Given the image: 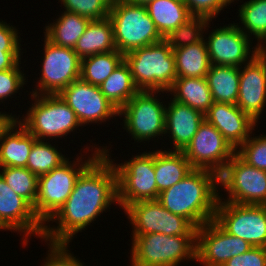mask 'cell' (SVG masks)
<instances>
[{
	"instance_id": "6da1fadb",
	"label": "cell",
	"mask_w": 266,
	"mask_h": 266,
	"mask_svg": "<svg viewBox=\"0 0 266 266\" xmlns=\"http://www.w3.org/2000/svg\"><path fill=\"white\" fill-rule=\"evenodd\" d=\"M112 203L118 204L117 174L112 162L101 153L80 174L62 207L44 224L42 241L70 245L76 234L95 223ZM50 221L58 225L52 226Z\"/></svg>"
},
{
	"instance_id": "7a4b0ae2",
	"label": "cell",
	"mask_w": 266,
	"mask_h": 266,
	"mask_svg": "<svg viewBox=\"0 0 266 266\" xmlns=\"http://www.w3.org/2000/svg\"><path fill=\"white\" fill-rule=\"evenodd\" d=\"M219 192L215 172L194 168L185 178L159 193L157 200L165 209L198 228L214 220Z\"/></svg>"
},
{
	"instance_id": "3957f363",
	"label": "cell",
	"mask_w": 266,
	"mask_h": 266,
	"mask_svg": "<svg viewBox=\"0 0 266 266\" xmlns=\"http://www.w3.org/2000/svg\"><path fill=\"white\" fill-rule=\"evenodd\" d=\"M90 146L95 149L91 151L93 153L90 154L91 157L89 155L86 159L79 153L80 156L78 155L75 160L71 161L68 158L59 167L38 176L37 196L33 209L43 224L62 207L71 195L80 174L103 152L104 146L98 148Z\"/></svg>"
},
{
	"instance_id": "277c9868",
	"label": "cell",
	"mask_w": 266,
	"mask_h": 266,
	"mask_svg": "<svg viewBox=\"0 0 266 266\" xmlns=\"http://www.w3.org/2000/svg\"><path fill=\"white\" fill-rule=\"evenodd\" d=\"M139 91H161L171 88L177 78L173 49L163 39L124 54Z\"/></svg>"
},
{
	"instance_id": "5b68a950",
	"label": "cell",
	"mask_w": 266,
	"mask_h": 266,
	"mask_svg": "<svg viewBox=\"0 0 266 266\" xmlns=\"http://www.w3.org/2000/svg\"><path fill=\"white\" fill-rule=\"evenodd\" d=\"M30 97L34 103L25 113L26 116L19 119L18 115L16 118L36 139H60L82 126L75 112L59 94H30Z\"/></svg>"
},
{
	"instance_id": "8992f818",
	"label": "cell",
	"mask_w": 266,
	"mask_h": 266,
	"mask_svg": "<svg viewBox=\"0 0 266 266\" xmlns=\"http://www.w3.org/2000/svg\"><path fill=\"white\" fill-rule=\"evenodd\" d=\"M130 266H179L196 260L197 236L132 235Z\"/></svg>"
},
{
	"instance_id": "52a82bcc",
	"label": "cell",
	"mask_w": 266,
	"mask_h": 266,
	"mask_svg": "<svg viewBox=\"0 0 266 266\" xmlns=\"http://www.w3.org/2000/svg\"><path fill=\"white\" fill-rule=\"evenodd\" d=\"M108 17L113 26L116 49L123 54L164 39L144 5L113 0Z\"/></svg>"
},
{
	"instance_id": "ba28073f",
	"label": "cell",
	"mask_w": 266,
	"mask_h": 266,
	"mask_svg": "<svg viewBox=\"0 0 266 266\" xmlns=\"http://www.w3.org/2000/svg\"><path fill=\"white\" fill-rule=\"evenodd\" d=\"M111 149L107 145L103 154L112 162L117 174V199L119 208L123 210L130 204L157 199V185L154 171V152L144 151L132 155L129 161L117 164L110 157Z\"/></svg>"
},
{
	"instance_id": "9c48e42d",
	"label": "cell",
	"mask_w": 266,
	"mask_h": 266,
	"mask_svg": "<svg viewBox=\"0 0 266 266\" xmlns=\"http://www.w3.org/2000/svg\"><path fill=\"white\" fill-rule=\"evenodd\" d=\"M160 92L139 91L119 110L123 129L131 134L135 142L149 143L153 138L165 136L166 103L162 97L159 99Z\"/></svg>"
},
{
	"instance_id": "30bf717a",
	"label": "cell",
	"mask_w": 266,
	"mask_h": 266,
	"mask_svg": "<svg viewBox=\"0 0 266 266\" xmlns=\"http://www.w3.org/2000/svg\"><path fill=\"white\" fill-rule=\"evenodd\" d=\"M218 186L228 192L227 200L236 204L266 205V171L248 165L236 153L218 175Z\"/></svg>"
},
{
	"instance_id": "8fae6325",
	"label": "cell",
	"mask_w": 266,
	"mask_h": 266,
	"mask_svg": "<svg viewBox=\"0 0 266 266\" xmlns=\"http://www.w3.org/2000/svg\"><path fill=\"white\" fill-rule=\"evenodd\" d=\"M124 213L132 225V235L197 236V228L186 218L165 209L157 199L132 203Z\"/></svg>"
},
{
	"instance_id": "7c38bea8",
	"label": "cell",
	"mask_w": 266,
	"mask_h": 266,
	"mask_svg": "<svg viewBox=\"0 0 266 266\" xmlns=\"http://www.w3.org/2000/svg\"><path fill=\"white\" fill-rule=\"evenodd\" d=\"M214 221L227 233L253 247H266V205L218 200Z\"/></svg>"
},
{
	"instance_id": "4fadbf2b",
	"label": "cell",
	"mask_w": 266,
	"mask_h": 266,
	"mask_svg": "<svg viewBox=\"0 0 266 266\" xmlns=\"http://www.w3.org/2000/svg\"><path fill=\"white\" fill-rule=\"evenodd\" d=\"M44 57L40 65L41 77L31 94H59L64 88L80 78L81 59L73 48L52 44L45 37Z\"/></svg>"
},
{
	"instance_id": "5bb4252c",
	"label": "cell",
	"mask_w": 266,
	"mask_h": 266,
	"mask_svg": "<svg viewBox=\"0 0 266 266\" xmlns=\"http://www.w3.org/2000/svg\"><path fill=\"white\" fill-rule=\"evenodd\" d=\"M235 151L223 135L204 120L182 152L193 168L210 170L219 175Z\"/></svg>"
},
{
	"instance_id": "9a60e30c",
	"label": "cell",
	"mask_w": 266,
	"mask_h": 266,
	"mask_svg": "<svg viewBox=\"0 0 266 266\" xmlns=\"http://www.w3.org/2000/svg\"><path fill=\"white\" fill-rule=\"evenodd\" d=\"M207 34L204 37L211 65L241 67L258 54V45L253 47V40L235 22L212 29L208 38Z\"/></svg>"
},
{
	"instance_id": "2e32d148",
	"label": "cell",
	"mask_w": 266,
	"mask_h": 266,
	"mask_svg": "<svg viewBox=\"0 0 266 266\" xmlns=\"http://www.w3.org/2000/svg\"><path fill=\"white\" fill-rule=\"evenodd\" d=\"M59 95L75 112L82 127L92 123H106L119 116V110L106 99L99 86L81 78L69 84Z\"/></svg>"
},
{
	"instance_id": "e0dca14e",
	"label": "cell",
	"mask_w": 266,
	"mask_h": 266,
	"mask_svg": "<svg viewBox=\"0 0 266 266\" xmlns=\"http://www.w3.org/2000/svg\"><path fill=\"white\" fill-rule=\"evenodd\" d=\"M253 246L224 231L214 220L197 228L196 261L203 266H222Z\"/></svg>"
},
{
	"instance_id": "ac0fdd59",
	"label": "cell",
	"mask_w": 266,
	"mask_h": 266,
	"mask_svg": "<svg viewBox=\"0 0 266 266\" xmlns=\"http://www.w3.org/2000/svg\"><path fill=\"white\" fill-rule=\"evenodd\" d=\"M43 228L33 206L17 195L0 175V231L20 233L23 236L21 244L27 246L31 236L42 239Z\"/></svg>"
},
{
	"instance_id": "d6986e66",
	"label": "cell",
	"mask_w": 266,
	"mask_h": 266,
	"mask_svg": "<svg viewBox=\"0 0 266 266\" xmlns=\"http://www.w3.org/2000/svg\"><path fill=\"white\" fill-rule=\"evenodd\" d=\"M239 70L240 87L236 105L258 123L266 106V58L257 54Z\"/></svg>"
},
{
	"instance_id": "ffe728a7",
	"label": "cell",
	"mask_w": 266,
	"mask_h": 266,
	"mask_svg": "<svg viewBox=\"0 0 266 266\" xmlns=\"http://www.w3.org/2000/svg\"><path fill=\"white\" fill-rule=\"evenodd\" d=\"M205 120L212 124L235 150L252 136L257 126V122L236 104L220 102L213 103L205 113Z\"/></svg>"
},
{
	"instance_id": "44dd1931",
	"label": "cell",
	"mask_w": 266,
	"mask_h": 266,
	"mask_svg": "<svg viewBox=\"0 0 266 266\" xmlns=\"http://www.w3.org/2000/svg\"><path fill=\"white\" fill-rule=\"evenodd\" d=\"M35 140L17 118L3 119L0 122V167H26Z\"/></svg>"
},
{
	"instance_id": "7402d4cb",
	"label": "cell",
	"mask_w": 266,
	"mask_h": 266,
	"mask_svg": "<svg viewBox=\"0 0 266 266\" xmlns=\"http://www.w3.org/2000/svg\"><path fill=\"white\" fill-rule=\"evenodd\" d=\"M168 104V105H167ZM205 120V114L171 99L166 103L165 136L172 140L173 151H183Z\"/></svg>"
},
{
	"instance_id": "603a6c76",
	"label": "cell",
	"mask_w": 266,
	"mask_h": 266,
	"mask_svg": "<svg viewBox=\"0 0 266 266\" xmlns=\"http://www.w3.org/2000/svg\"><path fill=\"white\" fill-rule=\"evenodd\" d=\"M154 151V171L159 193L185 178L194 168L182 151L156 149Z\"/></svg>"
},
{
	"instance_id": "cb8c5ba5",
	"label": "cell",
	"mask_w": 266,
	"mask_h": 266,
	"mask_svg": "<svg viewBox=\"0 0 266 266\" xmlns=\"http://www.w3.org/2000/svg\"><path fill=\"white\" fill-rule=\"evenodd\" d=\"M114 50L117 49L109 17L91 20L74 47V51L80 59Z\"/></svg>"
},
{
	"instance_id": "d4e9b609",
	"label": "cell",
	"mask_w": 266,
	"mask_h": 266,
	"mask_svg": "<svg viewBox=\"0 0 266 266\" xmlns=\"http://www.w3.org/2000/svg\"><path fill=\"white\" fill-rule=\"evenodd\" d=\"M176 102L190 106L205 114L214 101L206 77L176 78L171 88L167 91Z\"/></svg>"
},
{
	"instance_id": "484cf974",
	"label": "cell",
	"mask_w": 266,
	"mask_h": 266,
	"mask_svg": "<svg viewBox=\"0 0 266 266\" xmlns=\"http://www.w3.org/2000/svg\"><path fill=\"white\" fill-rule=\"evenodd\" d=\"M55 20L45 26L44 37L54 45L73 49L91 21L68 11H62Z\"/></svg>"
},
{
	"instance_id": "4316f807",
	"label": "cell",
	"mask_w": 266,
	"mask_h": 266,
	"mask_svg": "<svg viewBox=\"0 0 266 266\" xmlns=\"http://www.w3.org/2000/svg\"><path fill=\"white\" fill-rule=\"evenodd\" d=\"M177 78L206 77L211 62L205 38L196 43L173 49Z\"/></svg>"
},
{
	"instance_id": "83f0119b",
	"label": "cell",
	"mask_w": 266,
	"mask_h": 266,
	"mask_svg": "<svg viewBox=\"0 0 266 266\" xmlns=\"http://www.w3.org/2000/svg\"><path fill=\"white\" fill-rule=\"evenodd\" d=\"M146 8L163 38L192 17L183 0H154Z\"/></svg>"
},
{
	"instance_id": "f1b7e54d",
	"label": "cell",
	"mask_w": 266,
	"mask_h": 266,
	"mask_svg": "<svg viewBox=\"0 0 266 266\" xmlns=\"http://www.w3.org/2000/svg\"><path fill=\"white\" fill-rule=\"evenodd\" d=\"M206 79L214 102L236 104L240 87L239 67L211 65Z\"/></svg>"
},
{
	"instance_id": "f546056e",
	"label": "cell",
	"mask_w": 266,
	"mask_h": 266,
	"mask_svg": "<svg viewBox=\"0 0 266 266\" xmlns=\"http://www.w3.org/2000/svg\"><path fill=\"white\" fill-rule=\"evenodd\" d=\"M99 88L106 99L118 110L139 92L130 68L124 60Z\"/></svg>"
},
{
	"instance_id": "4dcf8cb0",
	"label": "cell",
	"mask_w": 266,
	"mask_h": 266,
	"mask_svg": "<svg viewBox=\"0 0 266 266\" xmlns=\"http://www.w3.org/2000/svg\"><path fill=\"white\" fill-rule=\"evenodd\" d=\"M124 60V54L114 50L81 59L80 78L100 86Z\"/></svg>"
},
{
	"instance_id": "1f68e13d",
	"label": "cell",
	"mask_w": 266,
	"mask_h": 266,
	"mask_svg": "<svg viewBox=\"0 0 266 266\" xmlns=\"http://www.w3.org/2000/svg\"><path fill=\"white\" fill-rule=\"evenodd\" d=\"M238 28L259 45L266 37V0H248L239 8ZM240 22L242 25H240ZM253 35V38H252Z\"/></svg>"
},
{
	"instance_id": "d6a6232c",
	"label": "cell",
	"mask_w": 266,
	"mask_h": 266,
	"mask_svg": "<svg viewBox=\"0 0 266 266\" xmlns=\"http://www.w3.org/2000/svg\"><path fill=\"white\" fill-rule=\"evenodd\" d=\"M52 145L49 140L34 141L26 164L30 172L37 176L49 173L68 159L55 144Z\"/></svg>"
},
{
	"instance_id": "836d02e7",
	"label": "cell",
	"mask_w": 266,
	"mask_h": 266,
	"mask_svg": "<svg viewBox=\"0 0 266 266\" xmlns=\"http://www.w3.org/2000/svg\"><path fill=\"white\" fill-rule=\"evenodd\" d=\"M0 175L8 186L33 207L37 196L38 176L26 167H0Z\"/></svg>"
},
{
	"instance_id": "e575fe53",
	"label": "cell",
	"mask_w": 266,
	"mask_h": 266,
	"mask_svg": "<svg viewBox=\"0 0 266 266\" xmlns=\"http://www.w3.org/2000/svg\"><path fill=\"white\" fill-rule=\"evenodd\" d=\"M211 20L206 17L192 16L185 23L172 30L164 40L172 49L196 44L204 39L205 31L209 30Z\"/></svg>"
},
{
	"instance_id": "d590c367",
	"label": "cell",
	"mask_w": 266,
	"mask_h": 266,
	"mask_svg": "<svg viewBox=\"0 0 266 266\" xmlns=\"http://www.w3.org/2000/svg\"><path fill=\"white\" fill-rule=\"evenodd\" d=\"M65 11L76 13L90 20L109 16L112 0H59Z\"/></svg>"
},
{
	"instance_id": "8d00e7d4",
	"label": "cell",
	"mask_w": 266,
	"mask_h": 266,
	"mask_svg": "<svg viewBox=\"0 0 266 266\" xmlns=\"http://www.w3.org/2000/svg\"><path fill=\"white\" fill-rule=\"evenodd\" d=\"M249 137L235 153L248 165L266 171V134Z\"/></svg>"
},
{
	"instance_id": "74e56055",
	"label": "cell",
	"mask_w": 266,
	"mask_h": 266,
	"mask_svg": "<svg viewBox=\"0 0 266 266\" xmlns=\"http://www.w3.org/2000/svg\"><path fill=\"white\" fill-rule=\"evenodd\" d=\"M21 64L20 61L14 68L0 71V102L13 98L17 91L24 88L25 82H28L26 74L21 70Z\"/></svg>"
},
{
	"instance_id": "f35d334b",
	"label": "cell",
	"mask_w": 266,
	"mask_h": 266,
	"mask_svg": "<svg viewBox=\"0 0 266 266\" xmlns=\"http://www.w3.org/2000/svg\"><path fill=\"white\" fill-rule=\"evenodd\" d=\"M187 5L188 11L192 16H200L212 19L218 17V14L224 7L231 5L239 0H183Z\"/></svg>"
},
{
	"instance_id": "ab89813d",
	"label": "cell",
	"mask_w": 266,
	"mask_h": 266,
	"mask_svg": "<svg viewBox=\"0 0 266 266\" xmlns=\"http://www.w3.org/2000/svg\"><path fill=\"white\" fill-rule=\"evenodd\" d=\"M48 254L44 258V264L41 266H84V262H81L71 251L68 244H47ZM75 256V257H74ZM86 266V265H85Z\"/></svg>"
},
{
	"instance_id": "60d3db41",
	"label": "cell",
	"mask_w": 266,
	"mask_h": 266,
	"mask_svg": "<svg viewBox=\"0 0 266 266\" xmlns=\"http://www.w3.org/2000/svg\"><path fill=\"white\" fill-rule=\"evenodd\" d=\"M222 266H266V247H252L248 252L232 257Z\"/></svg>"
},
{
	"instance_id": "b9f144b4",
	"label": "cell",
	"mask_w": 266,
	"mask_h": 266,
	"mask_svg": "<svg viewBox=\"0 0 266 266\" xmlns=\"http://www.w3.org/2000/svg\"><path fill=\"white\" fill-rule=\"evenodd\" d=\"M16 26L0 20V49L2 52H21V37Z\"/></svg>"
},
{
	"instance_id": "7bdbcfd3",
	"label": "cell",
	"mask_w": 266,
	"mask_h": 266,
	"mask_svg": "<svg viewBox=\"0 0 266 266\" xmlns=\"http://www.w3.org/2000/svg\"><path fill=\"white\" fill-rule=\"evenodd\" d=\"M21 52H2L0 49V71L14 68L21 61Z\"/></svg>"
},
{
	"instance_id": "ee69618b",
	"label": "cell",
	"mask_w": 266,
	"mask_h": 266,
	"mask_svg": "<svg viewBox=\"0 0 266 266\" xmlns=\"http://www.w3.org/2000/svg\"><path fill=\"white\" fill-rule=\"evenodd\" d=\"M265 43V44H264ZM258 54L261 57L266 58V37L262 40V42L258 45Z\"/></svg>"
},
{
	"instance_id": "f6af8a7d",
	"label": "cell",
	"mask_w": 266,
	"mask_h": 266,
	"mask_svg": "<svg viewBox=\"0 0 266 266\" xmlns=\"http://www.w3.org/2000/svg\"><path fill=\"white\" fill-rule=\"evenodd\" d=\"M126 2L133 4V5H144L146 6L149 2L154 0H125Z\"/></svg>"
},
{
	"instance_id": "bcb514c9",
	"label": "cell",
	"mask_w": 266,
	"mask_h": 266,
	"mask_svg": "<svg viewBox=\"0 0 266 266\" xmlns=\"http://www.w3.org/2000/svg\"><path fill=\"white\" fill-rule=\"evenodd\" d=\"M15 115H13L12 113L9 114L8 112L6 113H3L2 111H0V122L3 120V119H7V118H16Z\"/></svg>"
}]
</instances>
